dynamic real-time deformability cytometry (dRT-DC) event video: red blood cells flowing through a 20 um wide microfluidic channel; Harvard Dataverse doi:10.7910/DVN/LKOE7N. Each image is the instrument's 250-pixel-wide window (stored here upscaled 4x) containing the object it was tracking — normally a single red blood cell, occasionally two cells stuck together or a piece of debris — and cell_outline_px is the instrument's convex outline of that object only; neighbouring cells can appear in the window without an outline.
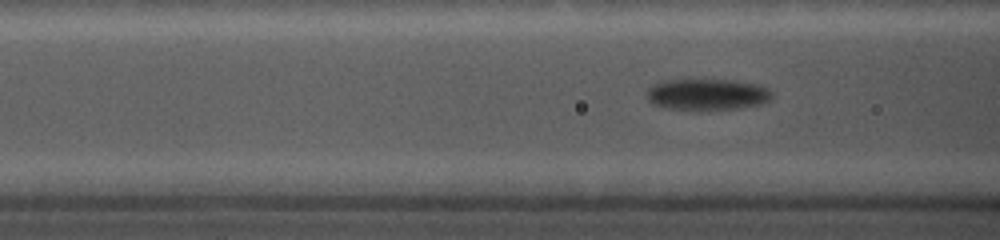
{"species": "common noctule bat (a hibernating species)", "species_latin": "Nyctalus noctula", "temperature_condition": "cold", "stored_images_in_passage": 13, "camera_frame_rate_fps": 5000, "um_per_image_px": 0.085, "animal": {"sex": "female", "body_mass_g": 19.0, "forearm_length_mm": 56.7}, "frame": {"image": 1, "passage_image": 10, "time_ms": 1.8, "image_size_px": [1000, 240], "cell_outline_px": [[772, 96], [768, 100], [760, 104], [740, 108], [696, 112], [692, 112], [664, 108], [652, 104], [648, 100], [648, 88], [652, 84], [664, 80], [692, 76], [732, 80], [756, 84], [768, 88], [772, 92]], "centroid_in_image_um": [60.03, 8.01], "position_along_channel_um": 106.6, "area_um2": 24.45}}